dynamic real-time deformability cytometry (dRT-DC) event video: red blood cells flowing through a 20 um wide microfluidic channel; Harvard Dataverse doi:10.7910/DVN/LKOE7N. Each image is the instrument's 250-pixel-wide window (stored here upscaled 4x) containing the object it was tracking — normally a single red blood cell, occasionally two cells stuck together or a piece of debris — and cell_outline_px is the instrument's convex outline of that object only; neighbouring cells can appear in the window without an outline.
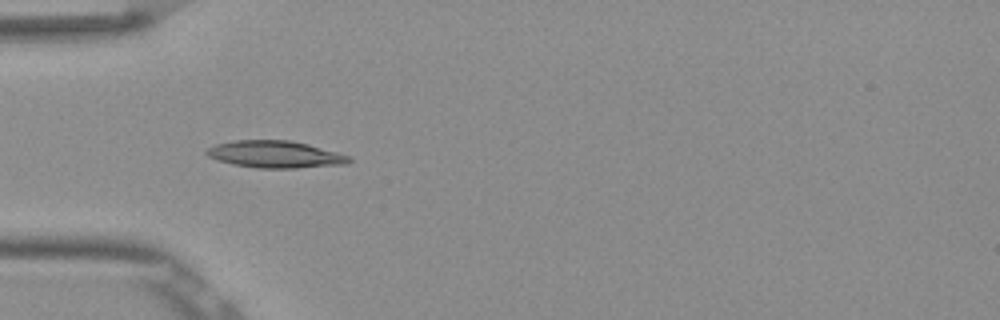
{"species": "Egyptian fruit bat (a non-hibernating species)", "species_latin": "Rousettus aegyptiacus", "temperature_condition": "room temperature", "stored_images_in_passage": 37, "camera_frame_rate_fps": 3000, "um_per_image_px": 0.085, "frame": {"image": 1, "passage_image": 1, "time_ms": 0.0, "image_size_px": [1000, 320], "cell_outline_px": [[352, 160], [348, 164], [296, 168], [256, 168], [216, 160], [208, 156], [204, 152], [208, 148], [216, 144], [236, 140], [292, 140], [308, 144], [336, 152], [348, 156]], "centroid_in_image_um": [23.38, 13.12], "position_along_channel_um": 61.6, "area_um2": 22.37}}
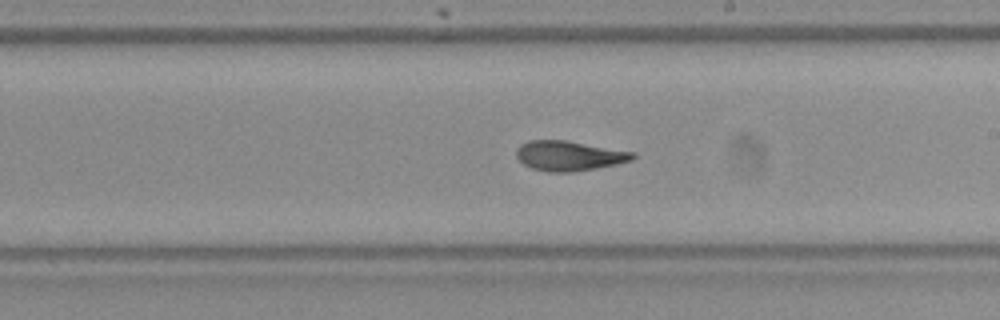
{"frame": {"image": 2, "passage_image": 15, "time_ms": 4.667, "image_size_px": [1000, 320], "cell_outline_px": [[636, 156], [632, 160], [616, 164], [596, 168], [572, 172], [548, 172], [532, 168], [524, 164], [516, 156], [516, 148], [520, 144], [528, 140], [564, 140], [636, 152]], "centroid_in_image_um": [48.37, 13.24], "position_along_channel_um": 240.6, "area_um2": 20.29}}
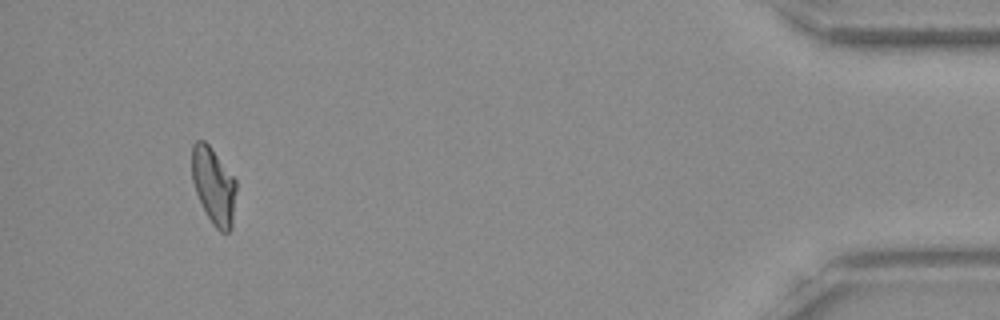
{"frame": {"image": 3, "passage_image": 34, "time_ms": 11.0, "image_size_px": [1000, 320], "cell_outline_px": [[236, 192], [232, 228], [228, 232], [220, 232], [212, 224], [196, 192], [192, 180], [192, 144], [196, 140], [204, 140], [208, 144], [236, 180]], "centroid_in_image_um": [18.17, 15.8], "position_along_channel_um": 417.0, "area_um2": 19.65}, "authors_computed_cell_mechanics": {"area_um2": 19.9988, "velocity_mm_per_s": 3.8778, "shape_relaxation_time_tau1_ms": null, "shape_relaxation_time_tau2_ms": 2.8286, "deformation_change_tau1": null, "deformation_change_tau2": 0.0834}}